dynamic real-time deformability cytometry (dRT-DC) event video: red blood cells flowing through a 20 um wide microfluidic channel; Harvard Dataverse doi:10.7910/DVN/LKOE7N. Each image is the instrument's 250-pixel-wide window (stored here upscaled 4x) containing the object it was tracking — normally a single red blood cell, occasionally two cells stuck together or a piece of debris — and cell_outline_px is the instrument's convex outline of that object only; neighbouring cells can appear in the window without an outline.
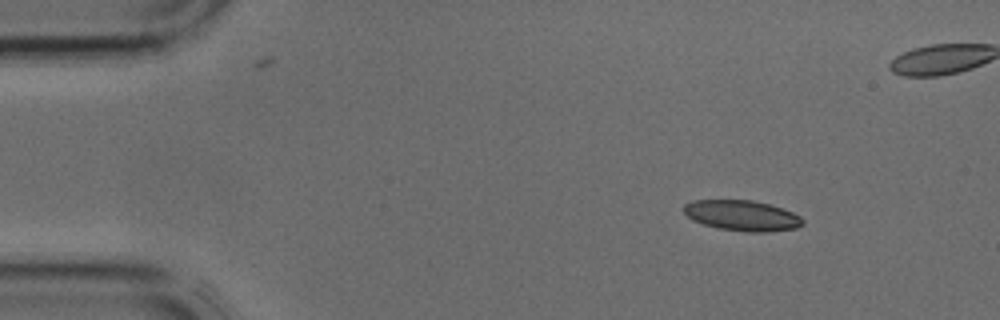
{"species": "common noctule bat (a hibernating species)", "species_latin": "Nyctalus noctula", "temperature_condition": "cold", "stored_images_in_passage": 2, "camera_frame_rate_fps": 3000, "um_per_image_px": 0.085, "animal": {"sex": "male", "body_mass_g": 17.9, "forearm_length_mm": 54.2}, "frame": {"image": 1, "passage_image": 1, "time_ms": 0.0, "image_size_px": [1000, 320], "cell_outline_px": [[804, 224], [796, 228], [764, 232], [748, 232], [720, 228], [704, 224], [692, 220], [680, 208], [684, 204], [692, 200], [752, 200], [768, 204], [792, 212], [800, 216], [804, 220]], "centroid_in_image_um": [63.05, 18.31], "position_along_channel_um": 22.0, "area_um2": 21.1}}